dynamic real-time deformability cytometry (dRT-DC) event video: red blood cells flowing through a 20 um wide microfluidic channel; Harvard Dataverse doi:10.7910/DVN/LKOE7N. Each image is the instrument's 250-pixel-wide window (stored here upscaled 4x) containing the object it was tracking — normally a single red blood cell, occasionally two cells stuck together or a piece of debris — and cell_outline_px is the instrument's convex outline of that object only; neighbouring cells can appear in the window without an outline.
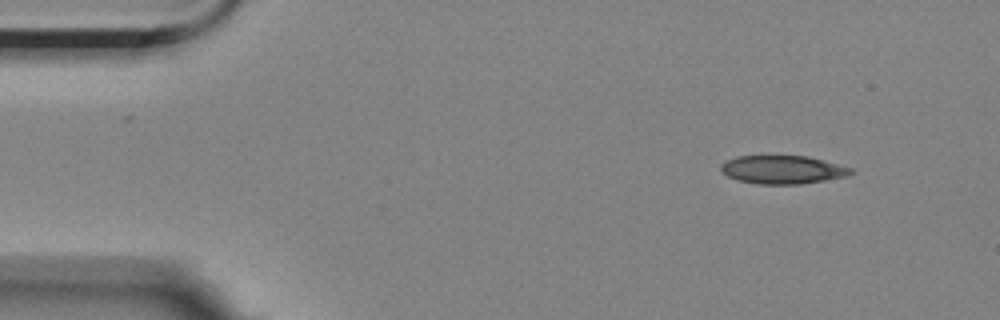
{"species": "Egyptian fruit bat (a non-hibernating species)", "species_latin": "Rousettus aegyptiacus", "temperature_condition": "room temperature", "stored_images_in_passage": 5, "camera_frame_rate_fps": 3000, "um_per_image_px": 0.085, "animal": {"sex": "female"}, "frame": {"image": 1, "passage_image": 1, "time_ms": 0.0, "image_size_px": [1000, 320], "cell_outline_px": [[856, 172], [844, 176], [824, 180], [800, 184], [760, 184], [736, 180], [728, 176], [720, 168], [720, 164], [736, 156], [808, 156], [852, 168]], "centroid_in_image_um": [66.51, 14.42], "position_along_channel_um": 18.5, "area_um2": 21.27}}
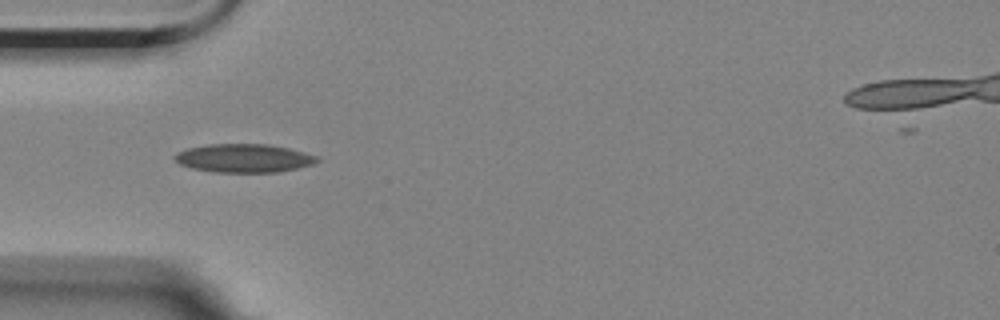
{"frame": {"image": 2, "passage_image": 4, "time_ms": 3.667, "image_size_px": [1000, 320], "cell_outline_px": [[320, 160], [312, 164], [296, 168], [276, 172], [216, 172], [192, 168], [180, 164], [172, 156], [176, 152], [188, 148], [208, 144], [268, 144], [288, 148], [304, 152], [316, 156]], "centroid_in_image_um": [20.7, 13.44], "position_along_channel_um": 64.3, "area_um2": 23.47}}
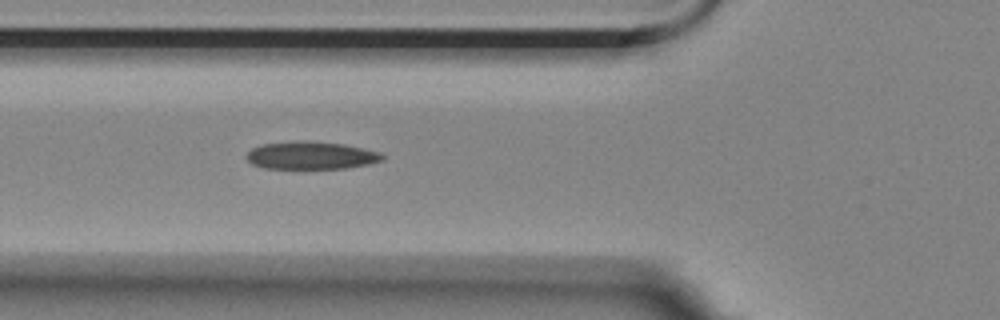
{"frame": {"image": 3, "passage_image": 5, "time_ms": 4.667, "image_size_px": [1000, 320], "cell_outline_px": [[384, 160], [368, 164], [348, 168], [264, 168], [252, 164], [244, 156], [252, 148], [260, 144], [300, 140], [304, 140], [344, 144], [380, 152], [384, 156]], "centroid_in_image_um": [26.42, 13.2], "position_along_channel_um": 99.4, "area_um2": 22.02}}